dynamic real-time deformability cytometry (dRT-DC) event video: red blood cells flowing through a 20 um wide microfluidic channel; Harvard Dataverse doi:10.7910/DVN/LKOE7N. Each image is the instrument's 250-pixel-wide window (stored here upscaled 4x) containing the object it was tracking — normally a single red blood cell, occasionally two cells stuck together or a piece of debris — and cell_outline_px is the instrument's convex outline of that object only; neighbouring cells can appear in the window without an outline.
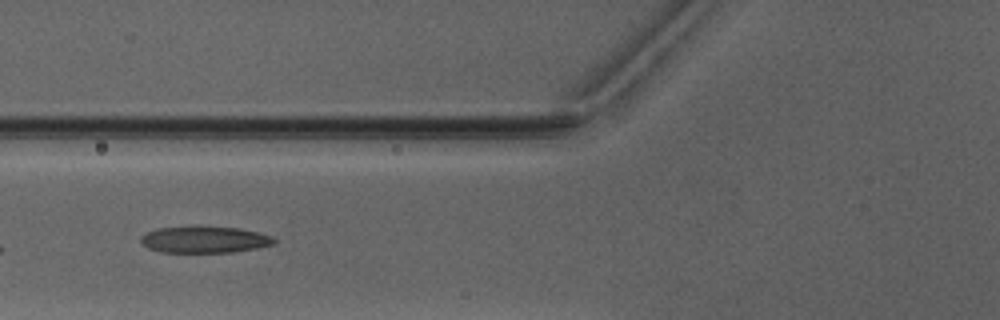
{"species": "Egyptian fruit bat (a non-hibernating species)", "species_latin": "Rousettus aegyptiacus", "temperature_condition": "warm", "stored_images_in_passage": 6, "camera_frame_rate_fps": 3000, "um_per_image_px": 0.085, "animal": {"sex": "male"}, "frame": {"image": 1, "passage_image": 5, "time_ms": 5.0, "image_size_px": [1000, 320], "cell_outline_px": [[276, 244], [256, 248], [232, 252], [160, 252], [148, 248], [140, 240], [140, 236], [156, 228], [196, 224], [240, 228], [260, 232], [272, 236], [276, 240]], "centroid_in_image_um": [17.39, 20.32], "position_along_channel_um": 108.4, "area_um2": 21.39}}
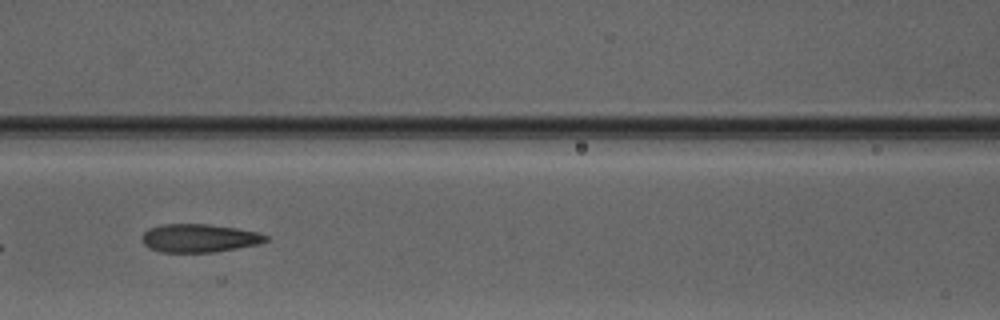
{"frame": {"image": 2, "passage_image": 6, "time_ms": 6.0, "image_size_px": [1000, 320], "cell_outline_px": [[268, 240], [260, 244], [216, 252], [160, 252], [148, 248], [140, 240], [140, 236], [148, 228], [160, 224], [208, 224], [236, 228], [260, 232], [268, 236]], "centroid_in_image_um": [16.91, 20.24], "position_along_channel_um": 149.7, "area_um2": 20.75}}